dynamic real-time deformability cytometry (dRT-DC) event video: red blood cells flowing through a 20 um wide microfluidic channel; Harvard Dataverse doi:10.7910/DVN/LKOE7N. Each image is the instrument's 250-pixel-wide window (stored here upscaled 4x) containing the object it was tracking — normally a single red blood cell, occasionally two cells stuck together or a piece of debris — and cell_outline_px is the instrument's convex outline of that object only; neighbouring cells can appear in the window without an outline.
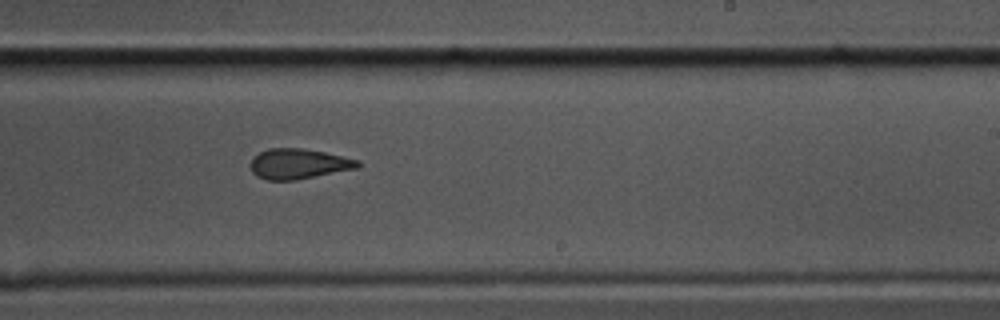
{"species": "common noctule bat (a hibernating species)", "species_latin": "Nyctalus noctula", "temperature_condition": "cold", "stored_images_in_passage": 41, "camera_frame_rate_fps": 3000, "um_per_image_px": 0.085, "animal": {"sex": "male", "body_mass_g": 17.5, "forearm_length_mm": 52.3}, "frame": {"image": 1, "passage_image": 18, "time_ms": 5.667, "image_size_px": [1000, 320], "cell_outline_px": [[360, 164], [356, 168], [296, 180], [268, 180], [256, 176], [252, 172], [252, 156], [268, 148], [300, 148], [324, 152], [360, 160]], "centroid_in_image_um": [25.36, 13.92], "position_along_channel_um": 263.6, "area_um2": 18.73}}
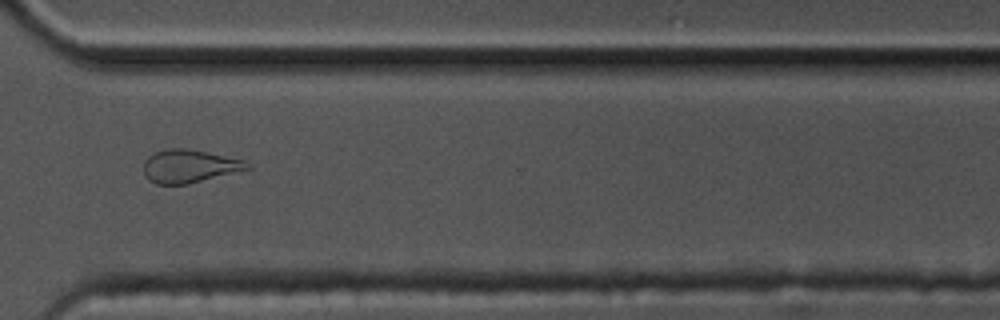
{"frame": {"image": 2, "passage_image": 26, "time_ms": 8.333, "image_size_px": [1000, 320], "cell_outline_px": [[252, 168], [188, 184], [156, 184], [148, 180], [144, 172], [144, 160], [148, 156], [156, 152], [168, 148], [188, 148], [244, 160], [252, 164]], "centroid_in_image_um": [16.1, 14.12], "position_along_channel_um": 354.5, "area_um2": 20.0}}
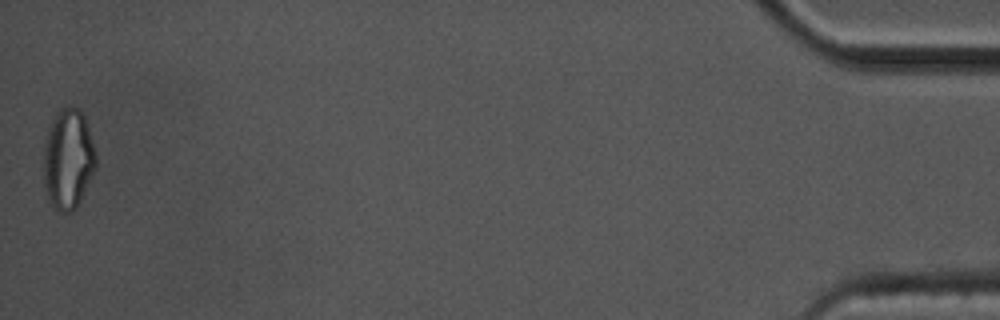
{"frame": {"image": 3, "passage_image": 41, "time_ms": 13.333, "image_size_px": [1000, 320], "cell_outline_px": [[96, 168], [76, 208], [68, 212], [56, 212], [52, 208], [48, 200], [44, 188], [44, 144], [48, 128], [56, 112], [60, 108], [76, 108], [84, 116], [96, 156]], "centroid_in_image_um": [5.76, 13.58], "position_along_channel_um": 429.4, "area_um2": 30.46}, "authors_computed_cell_mechanics": {"area_um2": 19.8832, "velocity_mm_per_s": 3.3988, "shape_relaxation_time_tau1_ms": 5.3678, "shape_relaxation_time_tau2_ms": 2.0798, "deformation_change_tau1": 0.1528, "deformation_change_tau2": 0.094}}